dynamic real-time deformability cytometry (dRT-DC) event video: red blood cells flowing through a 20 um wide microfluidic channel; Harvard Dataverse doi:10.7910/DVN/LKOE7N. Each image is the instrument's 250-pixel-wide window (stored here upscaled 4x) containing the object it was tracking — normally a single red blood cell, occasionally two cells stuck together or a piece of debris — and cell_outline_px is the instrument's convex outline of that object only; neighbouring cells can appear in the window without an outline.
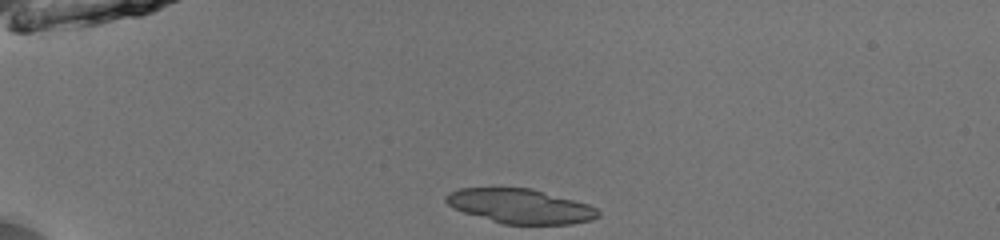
{"species": "common noctule bat (a hibernating species)", "species_latin": "Nyctalus noctula", "temperature_condition": "room temperature", "stored_images_in_passage": 38, "segment_of_instrument_passage": [1, 2], "camera_frame_rate_fps": 3000, "um_per_image_px": 0.085, "animal": {"sex": "male", "body_mass_g": 13.0, "forearm_length_mm": 53.1}, "frame": {"image": 1, "passage_image": 1, "time_ms": 0.0, "image_size_px": [1000, 240], "cell_outline_px": [[600, 216], [592, 220], [572, 224], [504, 224], [464, 212], [452, 208], [444, 200], [444, 196], [448, 192], [460, 188], [532, 188], [588, 204], [596, 208], [600, 212]], "centroid_in_image_um": [44.23, 17.52], "position_along_channel_um": 40.8, "area_um2": 30.58}}